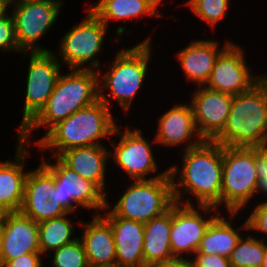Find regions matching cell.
I'll return each mask as SVG.
<instances>
[{
	"instance_id": "f546056e",
	"label": "cell",
	"mask_w": 267,
	"mask_h": 267,
	"mask_svg": "<svg viewBox=\"0 0 267 267\" xmlns=\"http://www.w3.org/2000/svg\"><path fill=\"white\" fill-rule=\"evenodd\" d=\"M51 267H90L82 241L77 238L72 243L64 245L48 255Z\"/></svg>"
},
{
	"instance_id": "2e32d148",
	"label": "cell",
	"mask_w": 267,
	"mask_h": 267,
	"mask_svg": "<svg viewBox=\"0 0 267 267\" xmlns=\"http://www.w3.org/2000/svg\"><path fill=\"white\" fill-rule=\"evenodd\" d=\"M191 94L189 103L197 131L204 140H214L226 126L233 95L205 86H196Z\"/></svg>"
},
{
	"instance_id": "7402d4cb",
	"label": "cell",
	"mask_w": 267,
	"mask_h": 267,
	"mask_svg": "<svg viewBox=\"0 0 267 267\" xmlns=\"http://www.w3.org/2000/svg\"><path fill=\"white\" fill-rule=\"evenodd\" d=\"M105 145L75 147L62 152L58 158L79 176L95 183L105 194L110 151Z\"/></svg>"
},
{
	"instance_id": "ffe728a7",
	"label": "cell",
	"mask_w": 267,
	"mask_h": 267,
	"mask_svg": "<svg viewBox=\"0 0 267 267\" xmlns=\"http://www.w3.org/2000/svg\"><path fill=\"white\" fill-rule=\"evenodd\" d=\"M2 222V265L21 255L40 252L38 222L20 211L6 212Z\"/></svg>"
},
{
	"instance_id": "3957f363",
	"label": "cell",
	"mask_w": 267,
	"mask_h": 267,
	"mask_svg": "<svg viewBox=\"0 0 267 267\" xmlns=\"http://www.w3.org/2000/svg\"><path fill=\"white\" fill-rule=\"evenodd\" d=\"M112 112L98 99L58 122L43 137L34 139L32 145L41 153L51 150L56 157L75 147L105 145L103 140L110 137L111 140L118 126Z\"/></svg>"
},
{
	"instance_id": "836d02e7",
	"label": "cell",
	"mask_w": 267,
	"mask_h": 267,
	"mask_svg": "<svg viewBox=\"0 0 267 267\" xmlns=\"http://www.w3.org/2000/svg\"><path fill=\"white\" fill-rule=\"evenodd\" d=\"M191 260L195 267H231L228 257L215 254L195 253Z\"/></svg>"
},
{
	"instance_id": "f1b7e54d",
	"label": "cell",
	"mask_w": 267,
	"mask_h": 267,
	"mask_svg": "<svg viewBox=\"0 0 267 267\" xmlns=\"http://www.w3.org/2000/svg\"><path fill=\"white\" fill-rule=\"evenodd\" d=\"M186 6L211 28L228 17L231 0H186Z\"/></svg>"
},
{
	"instance_id": "ba28073f",
	"label": "cell",
	"mask_w": 267,
	"mask_h": 267,
	"mask_svg": "<svg viewBox=\"0 0 267 267\" xmlns=\"http://www.w3.org/2000/svg\"><path fill=\"white\" fill-rule=\"evenodd\" d=\"M85 18L63 33L59 52L54 53L62 66L68 69L101 68L98 55L103 51L109 29L87 6ZM96 56V57H95Z\"/></svg>"
},
{
	"instance_id": "d590c367",
	"label": "cell",
	"mask_w": 267,
	"mask_h": 267,
	"mask_svg": "<svg viewBox=\"0 0 267 267\" xmlns=\"http://www.w3.org/2000/svg\"><path fill=\"white\" fill-rule=\"evenodd\" d=\"M152 267H195L191 258L173 257L163 262L157 263Z\"/></svg>"
},
{
	"instance_id": "d6a6232c",
	"label": "cell",
	"mask_w": 267,
	"mask_h": 267,
	"mask_svg": "<svg viewBox=\"0 0 267 267\" xmlns=\"http://www.w3.org/2000/svg\"><path fill=\"white\" fill-rule=\"evenodd\" d=\"M257 176L259 179L256 196L264 195L263 199H267V143L257 147Z\"/></svg>"
},
{
	"instance_id": "e0dca14e",
	"label": "cell",
	"mask_w": 267,
	"mask_h": 267,
	"mask_svg": "<svg viewBox=\"0 0 267 267\" xmlns=\"http://www.w3.org/2000/svg\"><path fill=\"white\" fill-rule=\"evenodd\" d=\"M174 103L165 113L158 117L156 135L157 146L183 147L187 150L201 144L204 139L197 131L193 109L189 103Z\"/></svg>"
},
{
	"instance_id": "60d3db41",
	"label": "cell",
	"mask_w": 267,
	"mask_h": 267,
	"mask_svg": "<svg viewBox=\"0 0 267 267\" xmlns=\"http://www.w3.org/2000/svg\"><path fill=\"white\" fill-rule=\"evenodd\" d=\"M6 6L5 0H0V10Z\"/></svg>"
},
{
	"instance_id": "cb8c5ba5",
	"label": "cell",
	"mask_w": 267,
	"mask_h": 267,
	"mask_svg": "<svg viewBox=\"0 0 267 267\" xmlns=\"http://www.w3.org/2000/svg\"><path fill=\"white\" fill-rule=\"evenodd\" d=\"M239 214L232 212L219 214L208 226L196 253L215 254L229 258L243 235L242 231L248 230L246 220L240 226L235 227L233 221Z\"/></svg>"
},
{
	"instance_id": "8fae6325",
	"label": "cell",
	"mask_w": 267,
	"mask_h": 267,
	"mask_svg": "<svg viewBox=\"0 0 267 267\" xmlns=\"http://www.w3.org/2000/svg\"><path fill=\"white\" fill-rule=\"evenodd\" d=\"M41 157L40 162L54 176L60 204L68 213L75 214L80 208L88 212L94 210V215L103 212L107 196L95 183L79 176L56 156L44 158L43 155ZM51 159L53 161L50 162Z\"/></svg>"
},
{
	"instance_id": "5bb4252c",
	"label": "cell",
	"mask_w": 267,
	"mask_h": 267,
	"mask_svg": "<svg viewBox=\"0 0 267 267\" xmlns=\"http://www.w3.org/2000/svg\"><path fill=\"white\" fill-rule=\"evenodd\" d=\"M242 45L232 42L219 54L205 87L231 95L250 90L266 73H252Z\"/></svg>"
},
{
	"instance_id": "1f68e13d",
	"label": "cell",
	"mask_w": 267,
	"mask_h": 267,
	"mask_svg": "<svg viewBox=\"0 0 267 267\" xmlns=\"http://www.w3.org/2000/svg\"><path fill=\"white\" fill-rule=\"evenodd\" d=\"M257 204L254 206V209L251 207V211L249 212L248 218H246L247 221V227L248 231L250 233L254 232L253 235H257L255 233H261L262 235L259 237L261 240L267 241V200L263 199L259 202H256Z\"/></svg>"
},
{
	"instance_id": "8d00e7d4",
	"label": "cell",
	"mask_w": 267,
	"mask_h": 267,
	"mask_svg": "<svg viewBox=\"0 0 267 267\" xmlns=\"http://www.w3.org/2000/svg\"><path fill=\"white\" fill-rule=\"evenodd\" d=\"M261 267H267V241H265V255Z\"/></svg>"
},
{
	"instance_id": "6da1fadb",
	"label": "cell",
	"mask_w": 267,
	"mask_h": 267,
	"mask_svg": "<svg viewBox=\"0 0 267 267\" xmlns=\"http://www.w3.org/2000/svg\"><path fill=\"white\" fill-rule=\"evenodd\" d=\"M182 152L181 167L176 163L168 167L174 201L185 205L212 206L220 211L223 146L214 140H204Z\"/></svg>"
},
{
	"instance_id": "484cf974",
	"label": "cell",
	"mask_w": 267,
	"mask_h": 267,
	"mask_svg": "<svg viewBox=\"0 0 267 267\" xmlns=\"http://www.w3.org/2000/svg\"><path fill=\"white\" fill-rule=\"evenodd\" d=\"M171 207L144 224L143 255L145 267L173 258L170 246Z\"/></svg>"
},
{
	"instance_id": "4316f807",
	"label": "cell",
	"mask_w": 267,
	"mask_h": 267,
	"mask_svg": "<svg viewBox=\"0 0 267 267\" xmlns=\"http://www.w3.org/2000/svg\"><path fill=\"white\" fill-rule=\"evenodd\" d=\"M69 215L74 216L76 214L67 213L59 217L38 222L39 246L44 258L45 254L48 255L79 238L77 233L74 234L76 232L75 224L80 226L81 221L74 223V221H71L72 219H70L71 217Z\"/></svg>"
},
{
	"instance_id": "9c48e42d",
	"label": "cell",
	"mask_w": 267,
	"mask_h": 267,
	"mask_svg": "<svg viewBox=\"0 0 267 267\" xmlns=\"http://www.w3.org/2000/svg\"><path fill=\"white\" fill-rule=\"evenodd\" d=\"M144 132L139 128L131 129L126 126L125 129L118 125L114 131L116 142H110L112 148L110 151V159L112 158L114 165L127 174L129 181L132 180H152L163 177L169 172V168L158 173V161L153 147L157 145L155 139L151 141L146 139ZM116 136V137H115ZM118 137V138H117ZM121 168V169H120ZM154 174V175H153Z\"/></svg>"
},
{
	"instance_id": "5b68a950",
	"label": "cell",
	"mask_w": 267,
	"mask_h": 267,
	"mask_svg": "<svg viewBox=\"0 0 267 267\" xmlns=\"http://www.w3.org/2000/svg\"><path fill=\"white\" fill-rule=\"evenodd\" d=\"M214 141L242 147L267 143V74L250 90L233 96L226 126Z\"/></svg>"
},
{
	"instance_id": "d4e9b609",
	"label": "cell",
	"mask_w": 267,
	"mask_h": 267,
	"mask_svg": "<svg viewBox=\"0 0 267 267\" xmlns=\"http://www.w3.org/2000/svg\"><path fill=\"white\" fill-rule=\"evenodd\" d=\"M161 5H163L162 0H97L88 8L109 27L110 23L121 20L137 21L147 16L161 19L164 16L160 12Z\"/></svg>"
},
{
	"instance_id": "e575fe53",
	"label": "cell",
	"mask_w": 267,
	"mask_h": 267,
	"mask_svg": "<svg viewBox=\"0 0 267 267\" xmlns=\"http://www.w3.org/2000/svg\"><path fill=\"white\" fill-rule=\"evenodd\" d=\"M43 260L45 259L41 252L27 253L6 261L2 267H44Z\"/></svg>"
},
{
	"instance_id": "7a4b0ae2",
	"label": "cell",
	"mask_w": 267,
	"mask_h": 267,
	"mask_svg": "<svg viewBox=\"0 0 267 267\" xmlns=\"http://www.w3.org/2000/svg\"><path fill=\"white\" fill-rule=\"evenodd\" d=\"M151 38L149 35L135 46L117 49L114 60L106 68L103 67L105 70L98 69L99 99L110 109L116 100L124 114L131 110L138 91L147 81L146 77H150L149 63L154 60L151 59L154 43Z\"/></svg>"
},
{
	"instance_id": "7c38bea8",
	"label": "cell",
	"mask_w": 267,
	"mask_h": 267,
	"mask_svg": "<svg viewBox=\"0 0 267 267\" xmlns=\"http://www.w3.org/2000/svg\"><path fill=\"white\" fill-rule=\"evenodd\" d=\"M52 51L23 52L29 56L26 75V90L21 124L17 133L23 129L46 105L53 93L57 80L62 72V65Z\"/></svg>"
},
{
	"instance_id": "b9f144b4",
	"label": "cell",
	"mask_w": 267,
	"mask_h": 267,
	"mask_svg": "<svg viewBox=\"0 0 267 267\" xmlns=\"http://www.w3.org/2000/svg\"><path fill=\"white\" fill-rule=\"evenodd\" d=\"M2 228H3V222H0V239H1Z\"/></svg>"
},
{
	"instance_id": "83f0119b",
	"label": "cell",
	"mask_w": 267,
	"mask_h": 267,
	"mask_svg": "<svg viewBox=\"0 0 267 267\" xmlns=\"http://www.w3.org/2000/svg\"><path fill=\"white\" fill-rule=\"evenodd\" d=\"M244 233L229 257L231 267H261L265 255V241L260 236ZM246 234V236H245Z\"/></svg>"
},
{
	"instance_id": "4dcf8cb0",
	"label": "cell",
	"mask_w": 267,
	"mask_h": 267,
	"mask_svg": "<svg viewBox=\"0 0 267 267\" xmlns=\"http://www.w3.org/2000/svg\"><path fill=\"white\" fill-rule=\"evenodd\" d=\"M7 6L0 10V51L2 53L15 52L16 54L23 53L19 48L14 29V20Z\"/></svg>"
},
{
	"instance_id": "30bf717a",
	"label": "cell",
	"mask_w": 267,
	"mask_h": 267,
	"mask_svg": "<svg viewBox=\"0 0 267 267\" xmlns=\"http://www.w3.org/2000/svg\"><path fill=\"white\" fill-rule=\"evenodd\" d=\"M14 20L15 38L23 52L52 51L38 44L58 20L64 0L5 2Z\"/></svg>"
},
{
	"instance_id": "52a82bcc",
	"label": "cell",
	"mask_w": 267,
	"mask_h": 267,
	"mask_svg": "<svg viewBox=\"0 0 267 267\" xmlns=\"http://www.w3.org/2000/svg\"><path fill=\"white\" fill-rule=\"evenodd\" d=\"M258 179L257 147L223 146V212L241 213L250 201L253 202Z\"/></svg>"
},
{
	"instance_id": "ab89813d",
	"label": "cell",
	"mask_w": 267,
	"mask_h": 267,
	"mask_svg": "<svg viewBox=\"0 0 267 267\" xmlns=\"http://www.w3.org/2000/svg\"><path fill=\"white\" fill-rule=\"evenodd\" d=\"M0 267H2V248H1V241H0Z\"/></svg>"
},
{
	"instance_id": "4fadbf2b",
	"label": "cell",
	"mask_w": 267,
	"mask_h": 267,
	"mask_svg": "<svg viewBox=\"0 0 267 267\" xmlns=\"http://www.w3.org/2000/svg\"><path fill=\"white\" fill-rule=\"evenodd\" d=\"M222 211L212 206L175 202L171 206L170 232L173 257L191 258L196 253L208 226Z\"/></svg>"
},
{
	"instance_id": "d6986e66",
	"label": "cell",
	"mask_w": 267,
	"mask_h": 267,
	"mask_svg": "<svg viewBox=\"0 0 267 267\" xmlns=\"http://www.w3.org/2000/svg\"><path fill=\"white\" fill-rule=\"evenodd\" d=\"M100 215L111 225L116 247V267H145L144 223L114 216L106 207Z\"/></svg>"
},
{
	"instance_id": "8992f818",
	"label": "cell",
	"mask_w": 267,
	"mask_h": 267,
	"mask_svg": "<svg viewBox=\"0 0 267 267\" xmlns=\"http://www.w3.org/2000/svg\"><path fill=\"white\" fill-rule=\"evenodd\" d=\"M125 188L116 203L109 201L106 194V208L116 217L145 224L164 214L175 203L169 172L152 180H132Z\"/></svg>"
},
{
	"instance_id": "9a60e30c",
	"label": "cell",
	"mask_w": 267,
	"mask_h": 267,
	"mask_svg": "<svg viewBox=\"0 0 267 267\" xmlns=\"http://www.w3.org/2000/svg\"><path fill=\"white\" fill-rule=\"evenodd\" d=\"M20 212L36 222L68 213L60 204L53 174L41 162L35 169L29 170Z\"/></svg>"
},
{
	"instance_id": "ac0fdd59",
	"label": "cell",
	"mask_w": 267,
	"mask_h": 267,
	"mask_svg": "<svg viewBox=\"0 0 267 267\" xmlns=\"http://www.w3.org/2000/svg\"><path fill=\"white\" fill-rule=\"evenodd\" d=\"M231 42L226 39L223 45H220L221 42L213 38L192 39L187 46L177 50L174 58H177L186 81L204 86L214 68L216 58Z\"/></svg>"
},
{
	"instance_id": "f35d334b",
	"label": "cell",
	"mask_w": 267,
	"mask_h": 267,
	"mask_svg": "<svg viewBox=\"0 0 267 267\" xmlns=\"http://www.w3.org/2000/svg\"><path fill=\"white\" fill-rule=\"evenodd\" d=\"M24 1H33V0H5V2H24Z\"/></svg>"
},
{
	"instance_id": "74e56055",
	"label": "cell",
	"mask_w": 267,
	"mask_h": 267,
	"mask_svg": "<svg viewBox=\"0 0 267 267\" xmlns=\"http://www.w3.org/2000/svg\"><path fill=\"white\" fill-rule=\"evenodd\" d=\"M6 211L0 206V222L3 221Z\"/></svg>"
},
{
	"instance_id": "603a6c76",
	"label": "cell",
	"mask_w": 267,
	"mask_h": 267,
	"mask_svg": "<svg viewBox=\"0 0 267 267\" xmlns=\"http://www.w3.org/2000/svg\"><path fill=\"white\" fill-rule=\"evenodd\" d=\"M82 241L90 267H116V247L111 225L99 214L81 221Z\"/></svg>"
},
{
	"instance_id": "277c9868",
	"label": "cell",
	"mask_w": 267,
	"mask_h": 267,
	"mask_svg": "<svg viewBox=\"0 0 267 267\" xmlns=\"http://www.w3.org/2000/svg\"><path fill=\"white\" fill-rule=\"evenodd\" d=\"M61 72L53 93L40 112L17 133V139L30 145L31 133L45 128L42 137L58 122L99 99L98 71L68 69Z\"/></svg>"
},
{
	"instance_id": "44dd1931",
	"label": "cell",
	"mask_w": 267,
	"mask_h": 267,
	"mask_svg": "<svg viewBox=\"0 0 267 267\" xmlns=\"http://www.w3.org/2000/svg\"><path fill=\"white\" fill-rule=\"evenodd\" d=\"M27 144L16 139L13 160L0 161V206L6 212H19L24 198L25 182L29 170H24L31 151ZM29 151V152H28Z\"/></svg>"
}]
</instances>
